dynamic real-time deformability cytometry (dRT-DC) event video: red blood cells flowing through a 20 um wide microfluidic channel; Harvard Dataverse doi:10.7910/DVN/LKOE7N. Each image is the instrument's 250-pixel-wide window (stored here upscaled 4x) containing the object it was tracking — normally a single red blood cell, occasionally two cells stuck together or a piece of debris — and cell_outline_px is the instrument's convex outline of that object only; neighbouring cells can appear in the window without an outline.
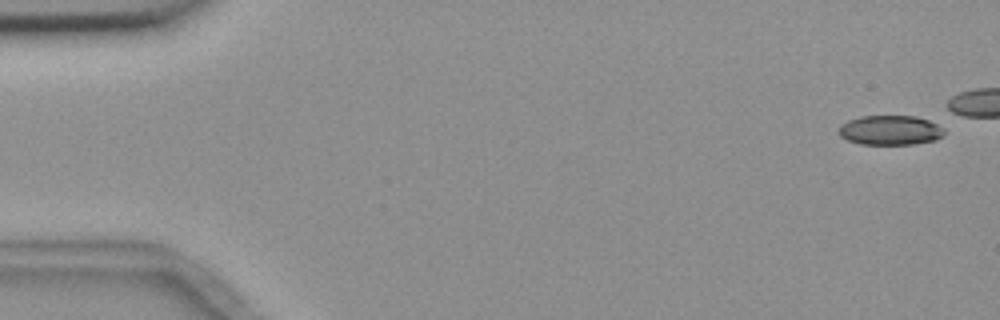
{"species": "common noctule bat (a hibernating species)", "species_latin": "Nyctalus noctula", "temperature_condition": "room temperature", "stored_images_in_passage": 6, "camera_frame_rate_fps": 3000, "um_per_image_px": 0.085, "animal": {"sex": "female", "body_mass_g": 18.4}, "frame": {"image": 1, "passage_image": 1, "time_ms": 0.0, "image_size_px": [1000, 320], "cell_outline_px": [[944, 132], [936, 140], [912, 144], [860, 144], [848, 140], [840, 136], [836, 132], [840, 124], [848, 120], [860, 116], [916, 116], [928, 120], [944, 128]], "centroid_in_image_um": [75.61, 11.06], "position_along_channel_um": 9.4, "area_um2": 18.26}}